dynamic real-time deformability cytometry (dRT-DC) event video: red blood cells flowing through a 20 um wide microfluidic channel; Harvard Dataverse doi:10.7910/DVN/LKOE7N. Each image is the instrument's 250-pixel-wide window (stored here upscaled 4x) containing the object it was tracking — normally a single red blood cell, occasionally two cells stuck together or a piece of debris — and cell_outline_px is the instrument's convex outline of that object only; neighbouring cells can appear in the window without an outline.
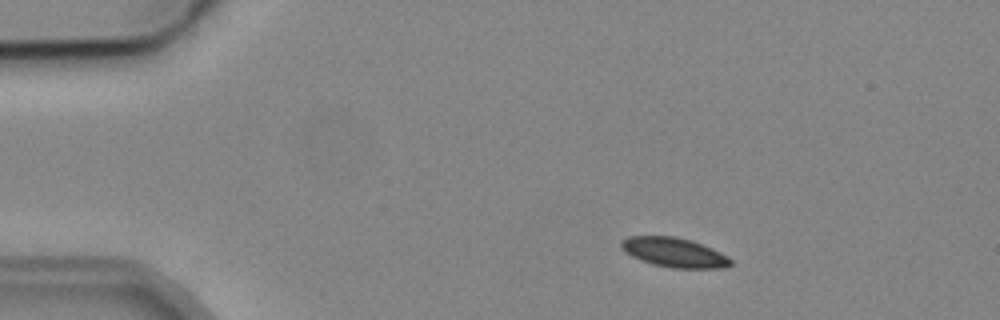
{"species": "common noctule bat (a hibernating species)", "species_latin": "Nyctalus noctula", "temperature_condition": "cold", "stored_images_in_passage": 4, "camera_frame_rate_fps": 3000, "um_per_image_px": 0.085, "animal": {"sex": "male", "body_mass_g": 19.2, "forearm_length_mm": 51.8}, "frame": {"image": 1, "passage_image": 2, "time_ms": 1.333, "image_size_px": [1000, 320], "cell_outline_px": [[732, 264], [724, 268], [672, 268], [652, 264], [640, 260], [624, 252], [620, 248], [620, 240], [628, 236], [676, 236], [692, 240], [712, 248], [728, 256], [732, 260]], "centroid_in_image_um": [57.28, 21.45], "position_along_channel_um": 27.7, "area_um2": 19.07}}